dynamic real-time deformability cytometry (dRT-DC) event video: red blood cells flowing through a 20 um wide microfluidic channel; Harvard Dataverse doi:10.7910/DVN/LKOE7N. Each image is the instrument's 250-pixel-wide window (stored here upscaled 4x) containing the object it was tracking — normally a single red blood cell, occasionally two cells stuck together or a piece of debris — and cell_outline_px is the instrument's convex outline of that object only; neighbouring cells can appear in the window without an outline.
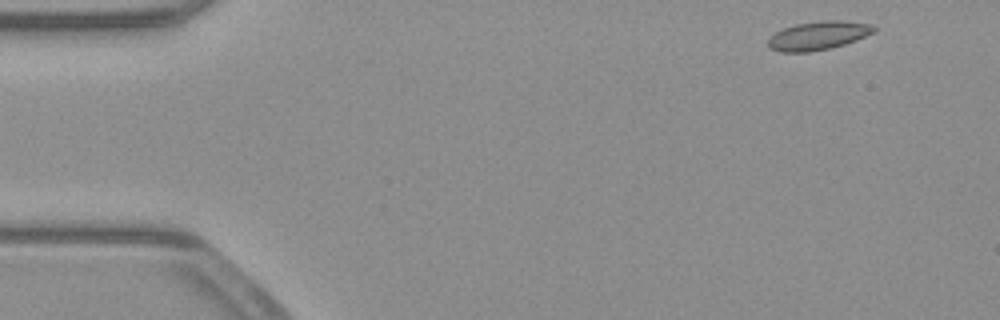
{"species": "common noctule bat (a hibernating species)", "species_latin": "Nyctalus noctula", "temperature_condition": "warm", "stored_images_in_passage": 49, "camera_frame_rate_fps": 3000, "um_per_image_px": 0.085, "animal": {"sex": "male", "body_mass_g": 23.1, "forearm_length_mm": 52.7}, "frame": {"image": 1, "passage_image": 1, "time_ms": 0.0, "image_size_px": [1000, 320], "cell_outline_px": [[876, 32], [856, 40], [844, 44], [828, 48], [808, 52], [780, 52], [768, 48], [768, 40], [776, 32], [784, 28], [796, 24], [820, 20], [840, 20], [868, 24], [876, 28]], "centroid_in_image_um": [69.54, 3.02], "position_along_channel_um": 15.5, "area_um2": 17.51}}
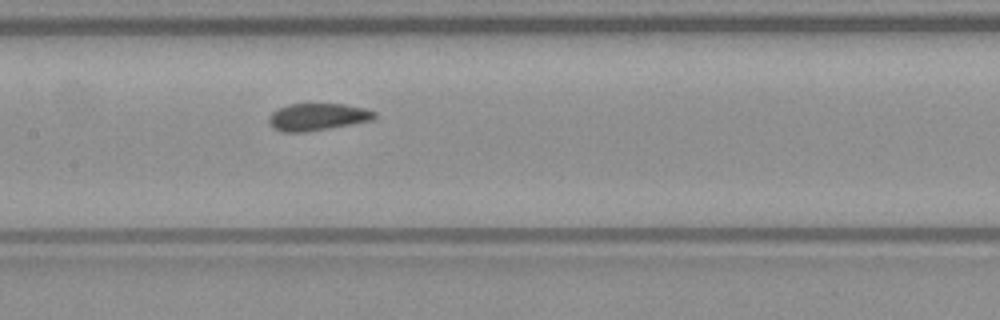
{"frame": {"image": 2, "passage_image": 22, "time_ms": 7.0, "image_size_px": [1000, 320], "cell_outline_px": [[376, 116], [372, 120], [352, 124], [304, 132], [280, 132], [272, 128], [268, 124], [268, 116], [272, 112], [288, 104], [344, 104], [364, 108], [376, 112]], "centroid_in_image_um": [26.94, 9.94], "position_along_channel_um": 180.5, "area_um2": 16.76}}
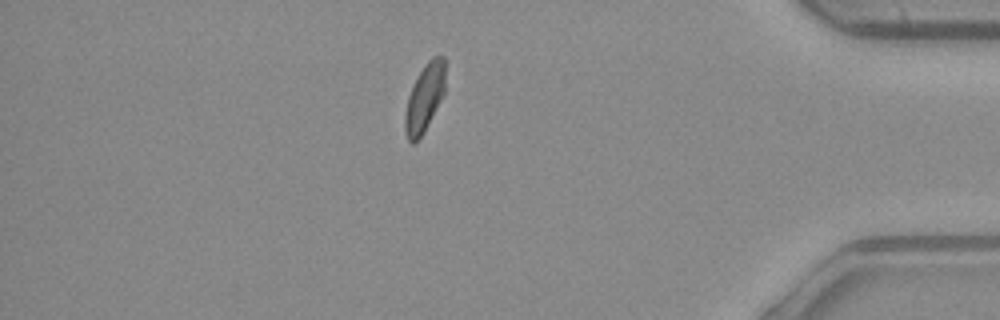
{"frame": {"image": 3, "passage_image": 42, "time_ms": 13.667, "image_size_px": [1000, 320], "cell_outline_px": [[444, 96], [424, 132], [412, 144], [408, 140], [404, 128], [404, 116], [408, 96], [424, 64], [432, 56], [444, 56]], "centroid_in_image_um": [36.09, 8.33], "position_along_channel_um": 399.1, "area_um2": 15.78}, "authors_computed_cell_mechanics": {"area_um2": 17.051, "velocity_mm_per_s": 3.9036, "shape_relaxation_time_tau1_ms": null, "shape_relaxation_time_tau2_ms": 2.2809, "deformation_change_tau1": null, "deformation_change_tau2": 0.0549}}